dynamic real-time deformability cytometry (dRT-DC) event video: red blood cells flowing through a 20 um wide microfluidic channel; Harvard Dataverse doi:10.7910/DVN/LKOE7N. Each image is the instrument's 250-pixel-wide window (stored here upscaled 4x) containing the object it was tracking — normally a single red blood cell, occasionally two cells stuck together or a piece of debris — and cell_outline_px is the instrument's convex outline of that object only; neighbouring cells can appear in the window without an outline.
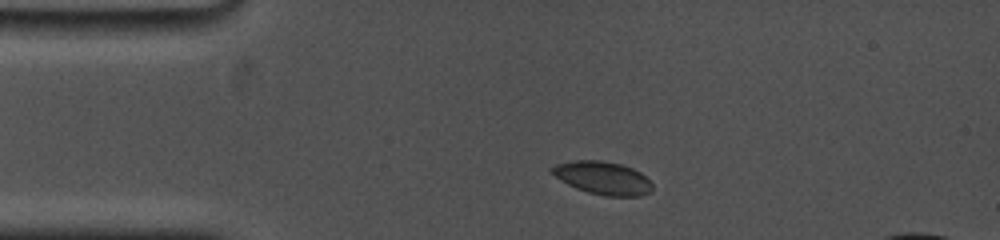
{"species": "common noctule bat (a hibernating species)", "species_latin": "Nyctalus noctula", "temperature_condition": "cold", "stored_images_in_passage": 34, "camera_frame_rate_fps": 5000, "um_per_image_px": 0.085, "animal": {"sex": "female", "body_mass_g": 19.0, "forearm_length_mm": 53.3}, "frame": {"image": 1, "passage_image": 5, "time_ms": 1.6, "image_size_px": [1000, 240], "cell_outline_px": [[652, 192], [640, 196], [604, 196], [588, 192], [576, 188], [560, 180], [548, 168], [556, 164], [572, 160], [600, 160], [620, 164], [632, 168], [640, 172], [652, 184]], "centroid_in_image_um": [51.23, 15.13], "position_along_channel_um": 33.8, "area_um2": 19.31}}
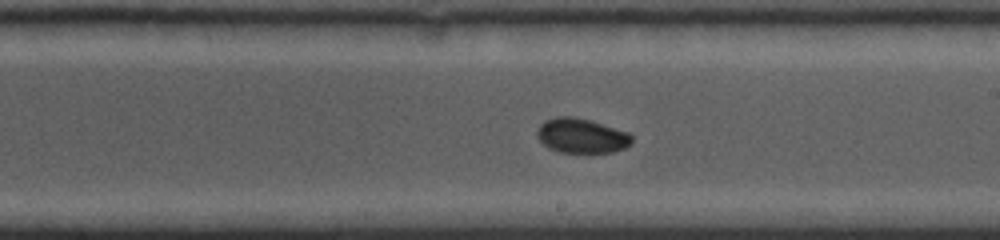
{"frame": {"image": 2, "passage_image": 20, "time_ms": 8.2, "image_size_px": [1000, 240], "cell_outline_px": [[632, 144], [624, 148], [612, 152], [560, 152], [548, 148], [536, 136], [536, 132], [540, 124], [544, 120], [556, 116], [572, 116], [592, 120], [628, 132], [632, 136]], "centroid_in_image_um": [49.42, 11.52], "position_along_channel_um": 239.6, "area_um2": 19.31}}
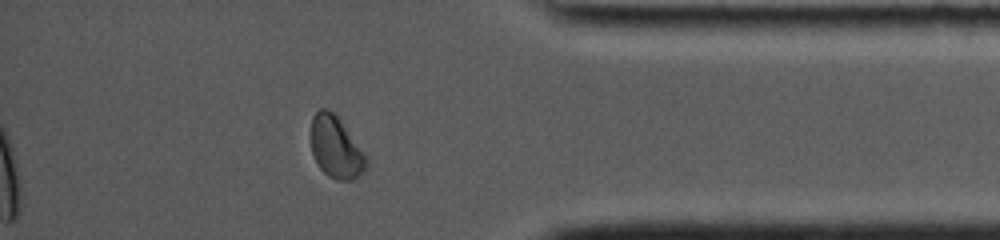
{"frame": {"image": 3, "passage_image": 32, "time_ms": 13.0, "image_size_px": [1000, 240], "cell_outline_px": [[368, 164], [352, 180], [336, 180], [328, 176], [320, 168], [312, 152], [308, 136], [312, 116], [320, 108], [328, 108], [340, 120], [368, 156]], "centroid_in_image_um": [28.51, 12.49], "position_along_channel_um": 406.7, "area_um2": 20.17}, "authors_computed_cell_mechanics": {"area_um2": 19.2474, "velocity_mm_per_s": 3.7051, "shape_relaxation_time_tau1_ms": 3.192, "shape_relaxation_time_tau2_ms": 3.9336, "deformation_change_tau1": 0.0499, "deformation_change_tau2": 0.0525}}